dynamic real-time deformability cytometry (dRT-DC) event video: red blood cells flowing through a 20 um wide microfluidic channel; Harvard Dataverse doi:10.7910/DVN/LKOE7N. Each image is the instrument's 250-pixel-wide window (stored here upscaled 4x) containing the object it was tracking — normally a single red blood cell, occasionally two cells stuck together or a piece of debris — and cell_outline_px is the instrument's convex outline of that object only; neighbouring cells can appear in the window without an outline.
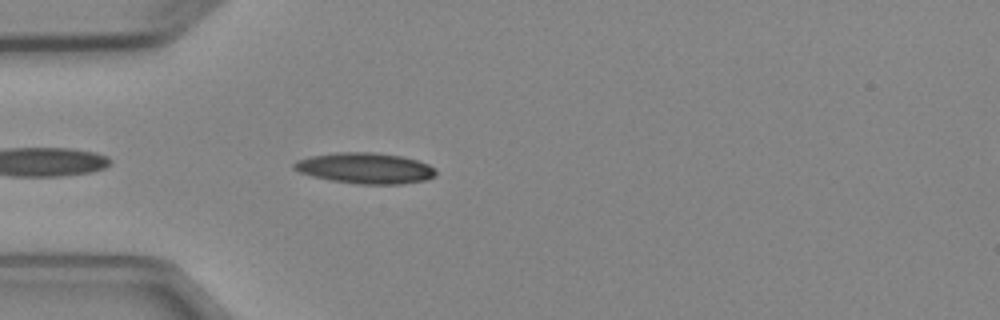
{"species": "Egyptian fruit bat (a non-hibernating species)", "species_latin": "Rousettus aegyptiacus", "temperature_condition": "cold", "stored_images_in_passage": 5, "camera_frame_rate_fps": 3000, "um_per_image_px": 0.085, "animal": {"sex": "female"}, "frame": {"image": 1, "passage_image": 5, "time_ms": 4.667, "image_size_px": [1000, 320], "cell_outline_px": [[436, 176], [428, 180], [400, 184], [360, 184], [332, 180], [312, 176], [300, 172], [292, 168], [292, 164], [296, 160], [312, 156], [336, 152], [376, 152], [400, 156], [416, 160], [428, 164], [436, 172]], "centroid_in_image_um": [31.04, 14.29], "position_along_channel_um": 54.0, "area_um2": 25.43}}